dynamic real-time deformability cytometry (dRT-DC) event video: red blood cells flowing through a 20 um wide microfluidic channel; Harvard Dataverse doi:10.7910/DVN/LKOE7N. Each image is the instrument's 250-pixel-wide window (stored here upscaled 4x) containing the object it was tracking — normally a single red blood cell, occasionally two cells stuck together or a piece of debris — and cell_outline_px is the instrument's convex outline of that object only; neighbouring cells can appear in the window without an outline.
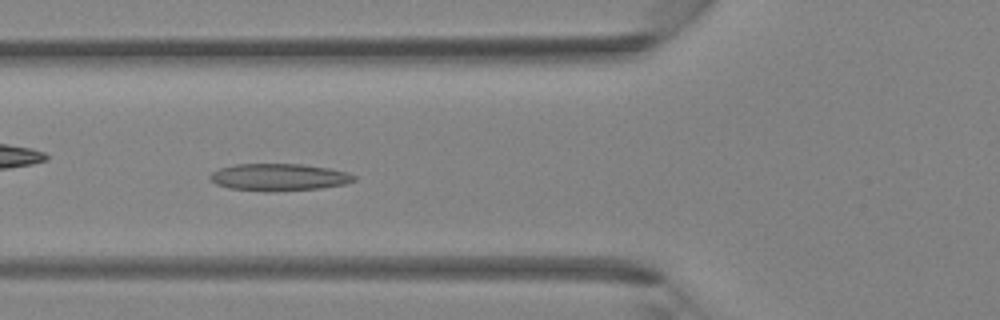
{"species": "Egyptian fruit bat (a non-hibernating species)", "species_latin": "Rousettus aegyptiacus", "temperature_condition": "room temperature", "stored_images_in_passage": 40, "camera_frame_rate_fps": 3000, "um_per_image_px": 0.085, "animal": {"sex": "female"}, "frame": {"image": 1, "passage_image": 14, "time_ms": 4.333, "image_size_px": [1000, 320], "cell_outline_px": [[356, 180], [344, 184], [320, 188], [272, 192], [264, 192], [228, 188], [216, 184], [208, 176], [212, 172], [220, 168], [236, 164], [304, 164], [328, 168], [348, 172], [356, 176]], "centroid_in_image_um": [23.7, 15.07], "position_along_channel_um": 102.1, "area_um2": 22.95}}
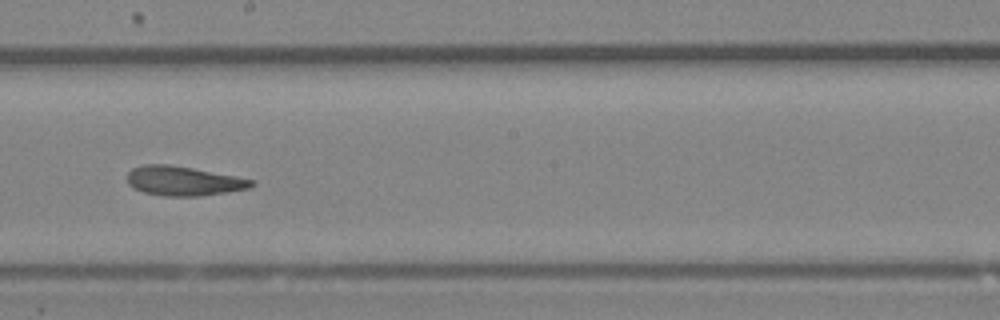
{"frame": {"image": 2, "passage_image": 22, "time_ms": 7.0, "image_size_px": [1000, 320], "cell_outline_px": [[256, 184], [248, 188], [228, 192], [200, 196], [164, 196], [144, 192], [132, 188], [128, 184], [128, 172], [132, 168], [144, 164], [168, 164], [192, 168], [236, 176], [256, 180]], "centroid_in_image_um": [15.6, 15.38], "position_along_channel_um": 232.6, "area_um2": 21.39}}
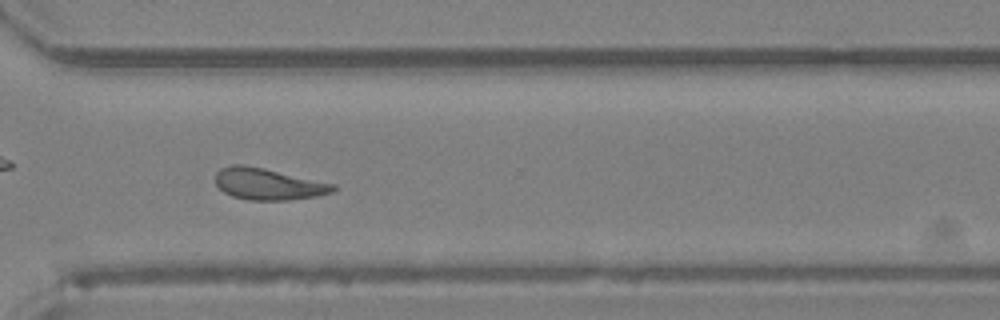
{"frame": {"image": 3, "passage_image": 29, "time_ms": 9.333, "image_size_px": [1000, 320], "cell_outline_px": [[336, 188], [332, 192], [316, 196], [288, 200], [248, 200], [232, 196], [224, 192], [216, 184], [216, 172], [220, 168], [232, 164], [244, 164], [264, 168], [336, 184]], "centroid_in_image_um": [22.78, 15.63], "position_along_channel_um": 347.8, "area_um2": 21.68}}